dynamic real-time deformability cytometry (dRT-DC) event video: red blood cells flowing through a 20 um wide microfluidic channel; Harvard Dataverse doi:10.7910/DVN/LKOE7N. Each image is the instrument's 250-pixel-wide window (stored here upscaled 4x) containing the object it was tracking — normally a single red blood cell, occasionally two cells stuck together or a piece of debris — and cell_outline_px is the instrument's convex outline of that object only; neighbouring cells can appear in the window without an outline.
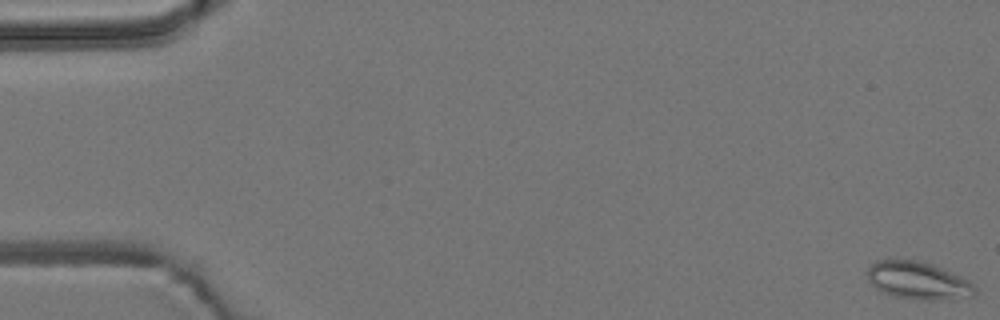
{"species": "common noctule bat (a hibernating species)", "species_latin": "Nyctalus noctula", "temperature_condition": "room temperature", "stored_images_in_passage": 56, "camera_frame_rate_fps": 3000, "um_per_image_px": 0.085, "animal": {"sex": "male", "body_mass_g": 19.2, "forearm_length_mm": 51.8}, "frame": {"image": 1, "passage_image": 1, "time_ms": 0.0, "image_size_px": [1000, 320], "cell_outline_px": [[976, 292], [972, 296], [932, 300], [928, 300], [896, 296], [884, 292], [876, 288], [868, 280], [868, 268], [872, 264], [880, 260], [916, 260], [932, 264], [968, 280], [976, 288]], "centroid_in_image_um": [78.03, 23.84], "position_along_channel_um": 7.0, "area_um2": 22.95}}
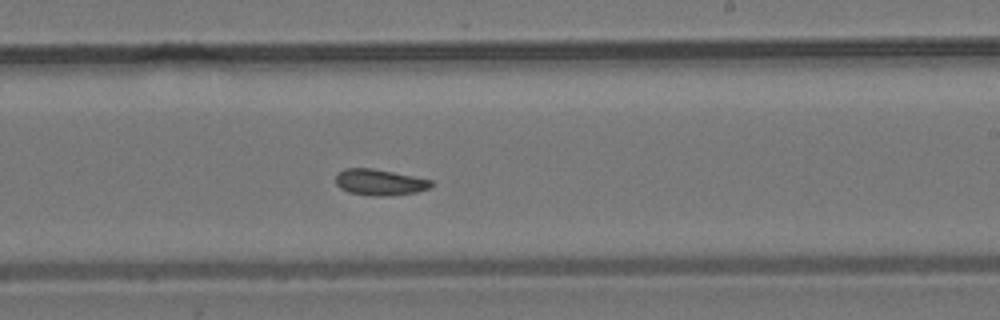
{"frame": {"image": 2, "passage_image": 33, "time_ms": 10.667, "image_size_px": [1000, 320], "cell_outline_px": [[432, 184], [428, 188], [416, 192], [388, 196], [368, 196], [348, 192], [340, 188], [336, 184], [336, 176], [344, 168], [372, 168], [432, 180]], "centroid_in_image_um": [32.23, 15.5], "position_along_channel_um": 256.8, "area_um2": 14.45}}
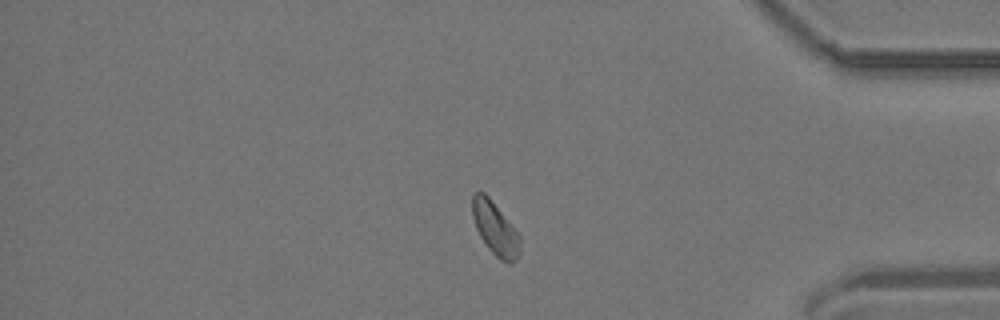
{"frame": {"image": 3, "passage_image": 46, "time_ms": 15.0, "image_size_px": [1000, 320], "cell_outline_px": [[520, 252], [516, 260], [512, 264], [508, 264], [500, 260], [488, 248], [480, 236], [476, 228], [472, 216], [472, 196], [476, 192], [484, 192], [488, 196], [520, 236]], "centroid_in_image_um": [42.09, 19.46], "position_along_channel_um": 393.1, "area_um2": 14.62}, "authors_computed_cell_mechanics": {"area_um2": 14.739, "velocity_mm_per_s": 3.8073, "shape_relaxation_time_tau1_ms": null, "shape_relaxation_time_tau2_ms": 5.3044, "deformation_change_tau1": null, "deformation_change_tau2": 0.0946}}